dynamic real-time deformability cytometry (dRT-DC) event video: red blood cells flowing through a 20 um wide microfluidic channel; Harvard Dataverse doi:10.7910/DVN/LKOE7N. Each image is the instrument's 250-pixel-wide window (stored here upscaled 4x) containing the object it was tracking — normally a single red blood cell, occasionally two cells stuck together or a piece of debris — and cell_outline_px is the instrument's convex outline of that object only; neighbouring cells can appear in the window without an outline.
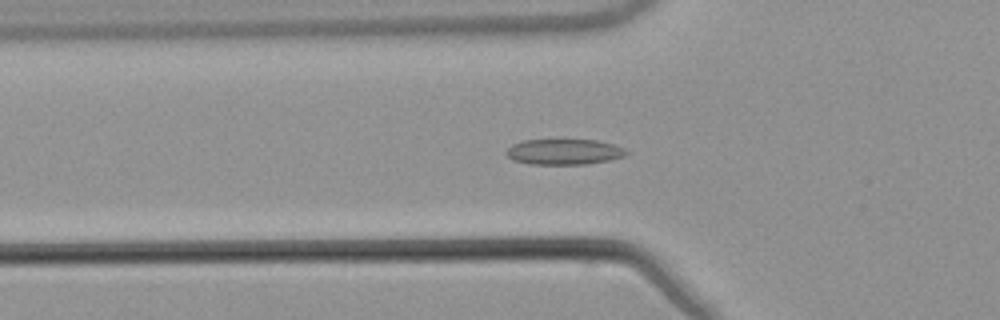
{"species": "common noctule bat (a hibernating species)", "species_latin": "Nyctalus noctula", "temperature_condition": "warm", "stored_images_in_passage": 45, "camera_frame_rate_fps": 3000, "um_per_image_px": 0.085, "animal": {"sex": "male", "body_mass_g": 21.5, "forearm_length_mm": 52.0}, "frame": {"image": 1, "passage_image": 10, "time_ms": 3.0, "image_size_px": [1000, 320], "cell_outline_px": [[628, 152], [624, 156], [612, 160], [584, 164], [528, 164], [512, 160], [504, 152], [512, 144], [524, 140], [596, 140], [612, 144], [624, 148]], "centroid_in_image_um": [47.92, 12.91], "position_along_channel_um": 77.9, "area_um2": 17.92}}
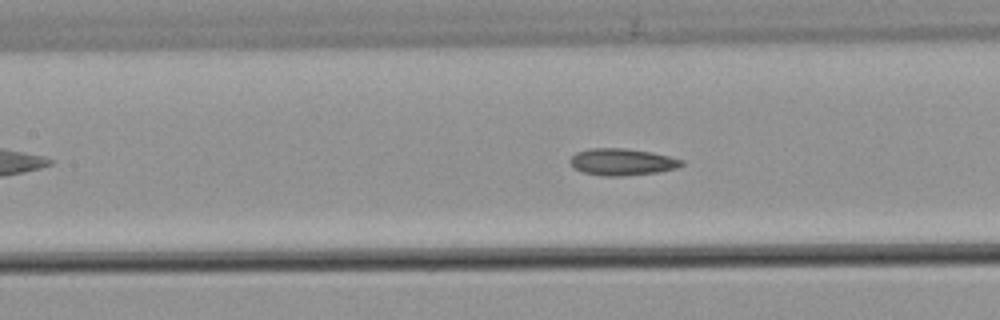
{"frame": {"image": 2, "passage_image": 16, "time_ms": 5.0, "image_size_px": [1000, 320], "cell_outline_px": [[684, 164], [676, 168], [660, 172], [620, 176], [604, 176], [584, 172], [576, 168], [568, 160], [576, 152], [592, 148], [624, 148], [652, 152], [684, 160]], "centroid_in_image_um": [52.9, 13.76], "position_along_channel_um": 154.5, "area_um2": 17.34}}
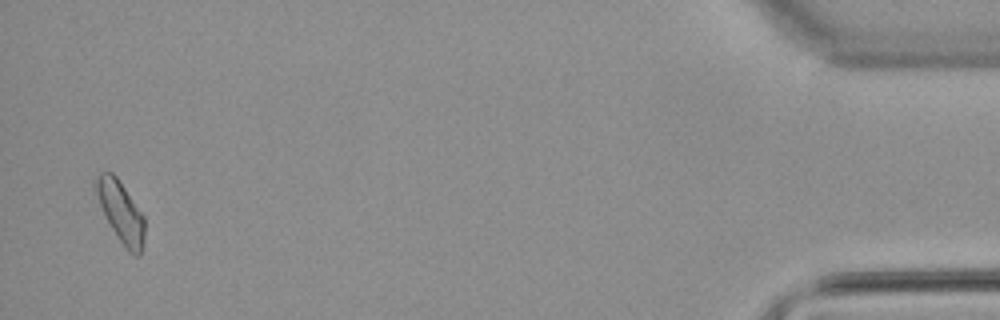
{"frame": {"image": 3, "passage_image": 44, "time_ms": 14.333, "image_size_px": [1000, 320], "cell_outline_px": [[144, 236], [140, 256], [136, 256], [128, 252], [104, 216], [92, 184], [96, 176], [100, 172], [112, 172], [116, 176], [144, 216]], "centroid_in_image_um": [10.23, 17.98], "position_along_channel_um": 425.0, "area_um2": 17.28}, "authors_computed_cell_mechanics": {"area_um2": 17.1088, "velocity_mm_per_s": 3.8081, "shape_relaxation_time_tau1_ms": 9.4169, "shape_relaxation_time_tau2_ms": 5.7791, "deformation_change_tau1": 0.1424, "deformation_change_tau2": 0.1174}}